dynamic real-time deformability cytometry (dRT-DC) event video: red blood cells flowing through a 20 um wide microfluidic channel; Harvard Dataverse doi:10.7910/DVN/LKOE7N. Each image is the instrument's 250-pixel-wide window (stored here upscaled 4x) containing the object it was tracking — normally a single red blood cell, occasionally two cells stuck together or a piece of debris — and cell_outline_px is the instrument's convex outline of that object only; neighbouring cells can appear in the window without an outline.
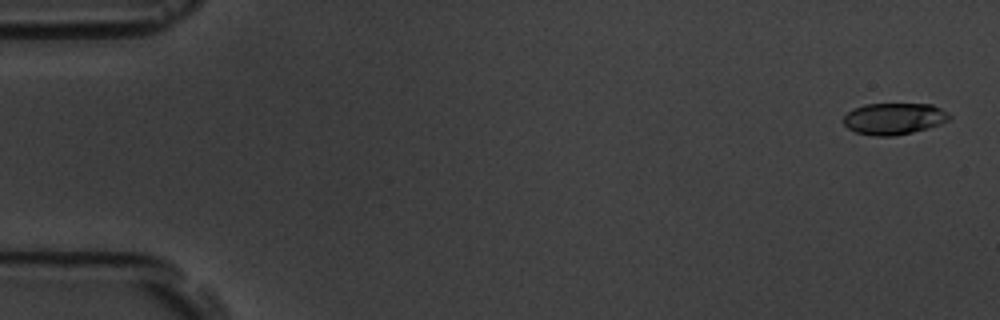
{"species": "common noctule bat (a hibernating species)", "species_latin": "Nyctalus noctula", "temperature_condition": "room temperature", "stored_images_in_passage": 56, "camera_frame_rate_fps": 3000, "um_per_image_px": 0.085, "animal": {"sex": "male", "body_mass_g": 19.5, "forearm_length_mm": 54.6}, "frame": {"image": 1, "passage_image": 2, "time_ms": 0.333, "image_size_px": [1000, 320], "cell_outline_px": [[952, 116], [948, 120], [940, 124], [928, 128], [896, 136], [876, 136], [856, 132], [848, 128], [844, 124], [844, 116], [852, 108], [864, 104], [932, 104], [948, 112]], "centroid_in_image_um": [75.99, 10.08], "position_along_channel_um": 9.0, "area_um2": 19.54}}
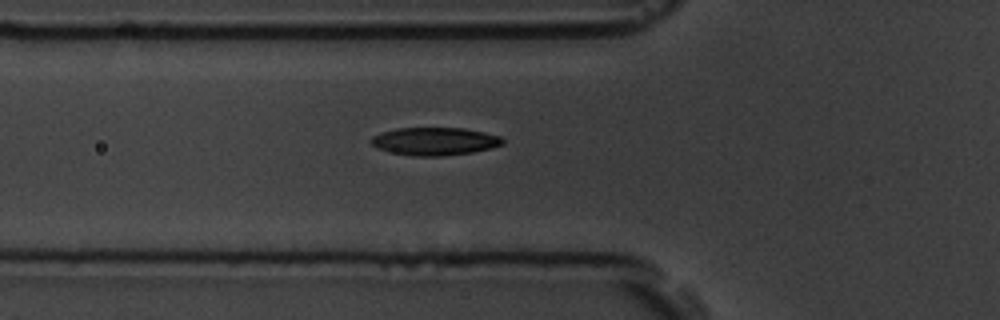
{"frame": {"image": 2, "passage_image": 20, "time_ms": 6.333, "image_size_px": [1000, 320], "cell_outline_px": [[504, 144], [492, 148], [472, 152], [444, 156], [412, 156], [388, 152], [376, 148], [372, 144], [372, 136], [380, 132], [396, 128], [464, 128], [484, 132], [500, 136], [504, 140]], "centroid_in_image_um": [36.94, 12.01], "position_along_channel_um": 88.9, "area_um2": 21.56}}
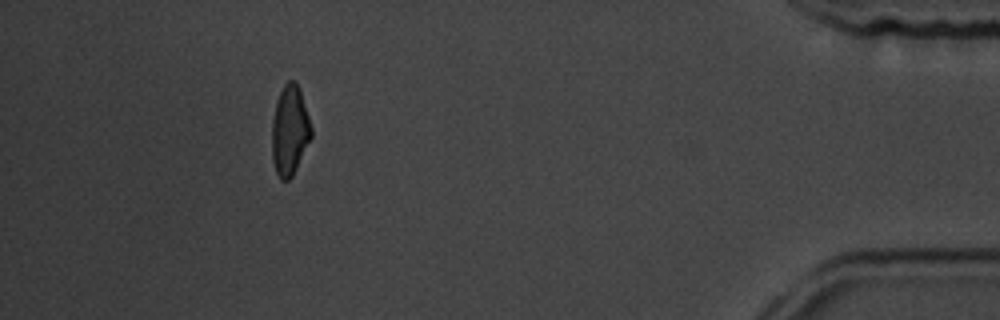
{"frame": {"image": 3, "passage_image": 51, "time_ms": 16.667, "image_size_px": [1000, 320], "cell_outline_px": [[312, 136], [292, 176], [288, 180], [280, 180], [276, 172], [272, 160], [272, 120], [276, 100], [284, 84], [288, 80], [296, 80], [300, 88], [312, 128]], "centroid_in_image_um": [24.62, 11.06], "position_along_channel_um": 410.6, "area_um2": 20.69}, "authors_computed_cell_mechanics": {"area_um2": 20.7502, "velocity_mm_per_s": 3.6789, "shape_relaxation_time_tau1_ms": 2.9411, "shape_relaxation_time_tau2_ms": 2.8808, "deformation_change_tau1": 0.1626, "deformation_change_tau2": 0.0936}}